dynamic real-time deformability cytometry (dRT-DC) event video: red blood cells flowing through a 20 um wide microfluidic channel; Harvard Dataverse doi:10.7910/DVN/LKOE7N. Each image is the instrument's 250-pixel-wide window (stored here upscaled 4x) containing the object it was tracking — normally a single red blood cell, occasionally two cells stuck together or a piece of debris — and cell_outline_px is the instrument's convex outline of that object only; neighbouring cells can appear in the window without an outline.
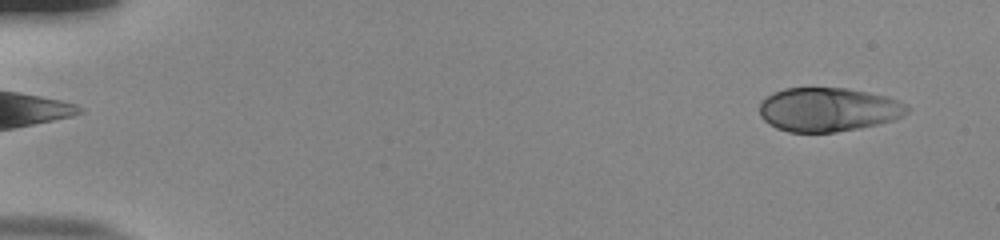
{"species": "human", "species_latin": "Homo sapiens", "temperature_condition": "room temperature", "stored_images_in_passage": 53, "camera_frame_rate_fps": 3000, "um_per_image_px": 0.085, "donor": {"sex": "male"}, "frame": {"image": 1, "passage_image": 3, "time_ms": 0.667, "image_size_px": [1000, 240], "cell_outline_px": [[912, 108], [908, 112], [896, 120], [860, 128], [836, 132], [788, 132], [776, 128], [768, 124], [760, 116], [760, 104], [772, 92], [784, 88], [844, 88], [884, 96], [908, 104]], "centroid_in_image_um": [70.41, 9.32], "position_along_channel_um": 14.6, "area_um2": 37.86}}
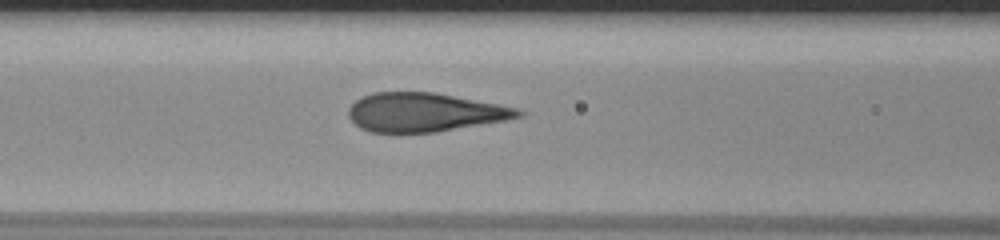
{"frame": {"image": 2, "passage_image": 23, "time_ms": 7.333, "image_size_px": [1000, 240], "cell_outline_px": [[528, 112], [524, 116], [508, 120], [436, 132], [368, 132], [360, 128], [348, 116], [348, 108], [356, 100], [372, 92], [432, 92], [520, 108]], "centroid_in_image_um": [36.14, 9.55], "position_along_channel_um": 130.5, "area_um2": 38.49}}
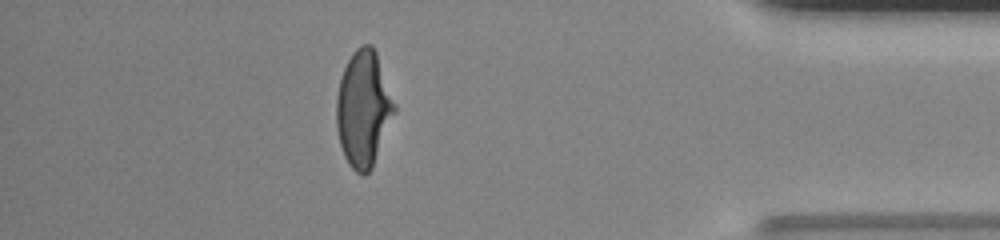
{"frame": {"image": 3, "passage_image": 47, "time_ms": 15.333, "image_size_px": [1000, 240], "cell_outline_px": [[396, 112], [372, 168], [364, 176], [356, 172], [348, 164], [344, 156], [340, 144], [336, 128], [336, 96], [340, 80], [344, 68], [352, 52], [356, 48], [364, 44], [372, 44], [376, 52], [396, 104]], "centroid_in_image_um": [30.89, 9.26], "position_along_channel_um": 404.3, "area_um2": 39.42}, "authors_computed_cell_mechanics": {"area_um2": 39.4196, "velocity_mm_per_s": 3.8626, "shape_relaxation_time_tau1_ms": 4.622, "shape_relaxation_time_tau2_ms": null, "deformation_change_tau1": 0.2266, "deformation_change_tau2": null}}